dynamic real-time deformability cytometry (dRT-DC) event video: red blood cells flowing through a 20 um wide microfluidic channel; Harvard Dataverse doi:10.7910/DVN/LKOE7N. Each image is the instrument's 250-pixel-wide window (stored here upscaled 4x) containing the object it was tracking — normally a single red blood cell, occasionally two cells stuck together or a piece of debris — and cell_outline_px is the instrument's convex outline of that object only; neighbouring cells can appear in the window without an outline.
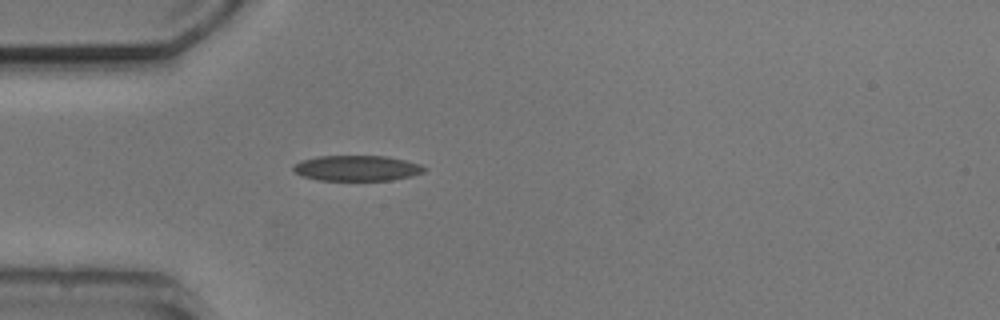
{"species": "common noctule bat (a hibernating species)", "species_latin": "Nyctalus noctula", "temperature_condition": "cold", "stored_images_in_passage": 4, "camera_frame_rate_fps": 3000, "um_per_image_px": 0.085, "animal": {"sex": "male", "body_mass_g": 20.5, "forearm_length_mm": 52.5}, "frame": {"image": 1, "passage_image": 4, "time_ms": 4.333, "image_size_px": [1000, 320], "cell_outline_px": [[428, 168], [424, 172], [412, 176], [392, 180], [316, 180], [304, 176], [296, 172], [292, 168], [300, 160], [316, 156], [384, 156], [404, 160], [420, 164]], "centroid_in_image_um": [30.36, 14.29], "position_along_channel_um": 54.6, "area_um2": 19.42}}